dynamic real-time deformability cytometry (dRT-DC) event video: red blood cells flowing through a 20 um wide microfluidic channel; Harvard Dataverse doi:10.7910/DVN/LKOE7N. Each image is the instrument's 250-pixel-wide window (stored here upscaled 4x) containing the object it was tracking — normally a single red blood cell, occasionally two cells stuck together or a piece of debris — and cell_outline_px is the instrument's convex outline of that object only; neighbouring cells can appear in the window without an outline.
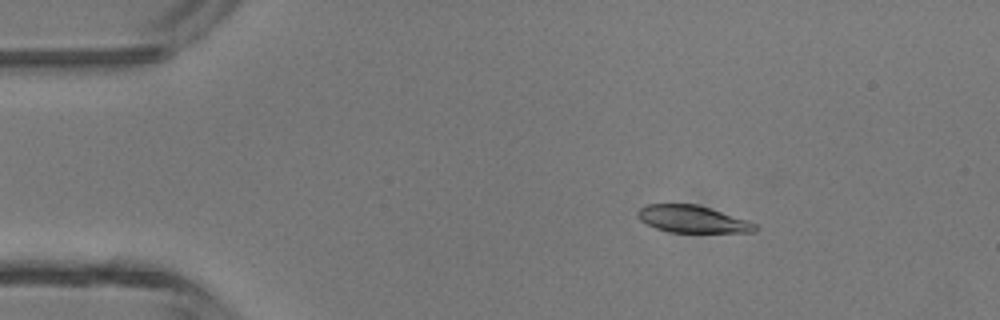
{"species": "common noctule bat (a hibernating species)", "species_latin": "Nyctalus noctula", "temperature_condition": "room temperature", "stored_images_in_passage": 6, "camera_frame_rate_fps": 3000, "um_per_image_px": 0.085, "animal": {"sex": "male", "body_mass_g": 13.3}, "frame": {"image": 1, "passage_image": 3, "time_ms": 0.667, "image_size_px": [1000, 320], "cell_outline_px": [[756, 232], [672, 232], [656, 228], [640, 220], [636, 216], [636, 212], [644, 204], [696, 204], [748, 220], [756, 224]], "centroid_in_image_um": [58.83, 18.62], "position_along_channel_um": 26.2, "area_um2": 18.44}}
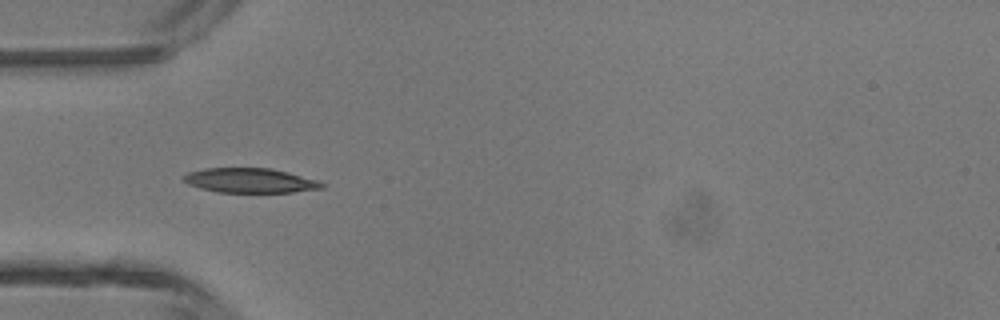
{"frame": {"image": 2, "passage_image": 5, "time_ms": 1.333, "image_size_px": [1000, 320], "cell_outline_px": [[324, 188], [292, 192], [216, 192], [200, 188], [188, 184], [180, 176], [188, 172], [204, 168], [268, 168], [288, 172], [316, 180], [324, 184]], "centroid_in_image_um": [21.2, 15.34], "position_along_channel_um": 63.8, "area_um2": 19.77}}
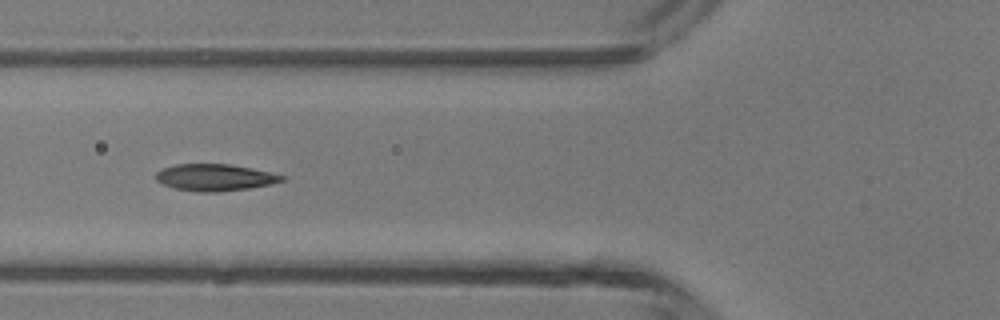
{"frame": {"image": 3, "passage_image": 6, "time_ms": 1.667, "image_size_px": [1000, 320], "cell_outline_px": [[288, 176], [284, 180], [268, 184], [248, 188], [220, 192], [196, 192], [176, 188], [164, 184], [156, 180], [156, 172], [164, 168], [176, 164], [232, 164], [252, 168]], "centroid_in_image_um": [18.28, 15.08], "position_along_channel_um": 107.5, "area_um2": 19.59}}